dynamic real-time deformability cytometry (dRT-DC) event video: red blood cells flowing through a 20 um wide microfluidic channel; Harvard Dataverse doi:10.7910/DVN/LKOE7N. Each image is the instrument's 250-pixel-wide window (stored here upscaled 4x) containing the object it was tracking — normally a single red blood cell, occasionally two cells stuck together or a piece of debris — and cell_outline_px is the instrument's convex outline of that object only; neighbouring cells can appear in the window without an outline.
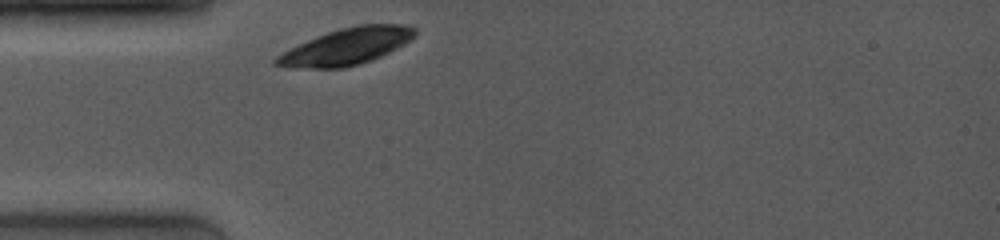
{"species": "common noctule bat (a hibernating species)", "species_latin": "Nyctalus noctula", "temperature_condition": "room temperature", "stored_images_in_passage": 47, "camera_frame_rate_fps": 4000, "um_per_image_px": 0.085, "animal": {"sex": "female", "body_mass_g": 19.0, "forearm_length_mm": 53.3}, "frame": {"image": 1, "passage_image": 1, "time_ms": 0.0, "image_size_px": [1000, 240], "cell_outline_px": [[416, 32], [408, 40], [396, 48], [372, 60], [360, 64], [344, 68], [292, 68], [272, 64], [272, 60], [276, 56], [308, 40], [328, 32], [340, 28], [356, 24], [412, 24], [416, 28]], "centroid_in_image_um": [29.45, 3.95], "position_along_channel_um": 55.6, "area_um2": 29.3}}
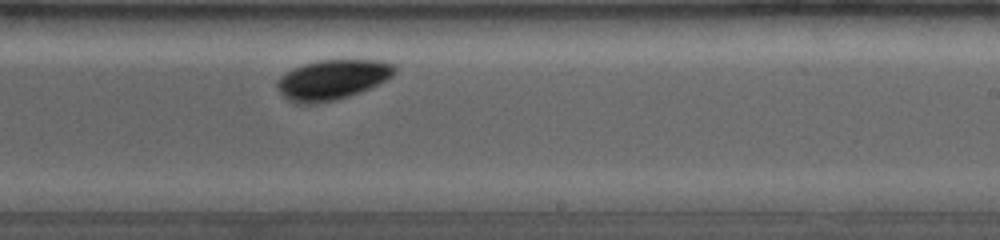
{"frame": {"image": 2, "passage_image": 25, "time_ms": 5.5, "image_size_px": [1000, 240], "cell_outline_px": [[396, 72], [388, 80], [360, 92], [336, 100], [316, 104], [296, 104], [288, 100], [280, 92], [276, 84], [276, 80], [284, 72], [292, 68], [304, 64], [320, 60], [380, 60], [396, 64]], "centroid_in_image_um": [28.25, 6.77], "position_along_channel_um": 260.8, "area_um2": 27.69}}
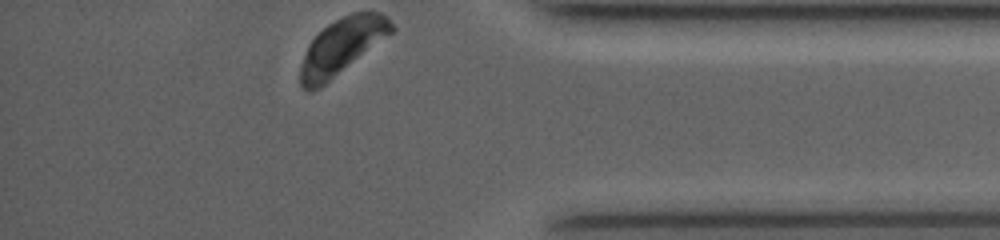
{"frame": {"image": 3, "passage_image": 46, "time_ms": 9.5, "image_size_px": [1000, 240], "cell_outline_px": [[396, 28], [392, 32], [320, 88], [308, 92], [300, 84], [300, 64], [308, 44], [328, 24], [352, 12], [380, 12]], "centroid_in_image_um": [29.01, 3.96], "position_along_channel_um": 406.2, "area_um2": 29.07}, "authors_computed_cell_mechanics": {"area_um2": 29.2468, "velocity_mm_per_s": 3.8493, "shape_relaxation_time_tau1_ms": 6.2407, "shape_relaxation_time_tau2_ms": 8.1902, "deformation_change_tau1": 0.2324, "deformation_change_tau2": 0.1422}}